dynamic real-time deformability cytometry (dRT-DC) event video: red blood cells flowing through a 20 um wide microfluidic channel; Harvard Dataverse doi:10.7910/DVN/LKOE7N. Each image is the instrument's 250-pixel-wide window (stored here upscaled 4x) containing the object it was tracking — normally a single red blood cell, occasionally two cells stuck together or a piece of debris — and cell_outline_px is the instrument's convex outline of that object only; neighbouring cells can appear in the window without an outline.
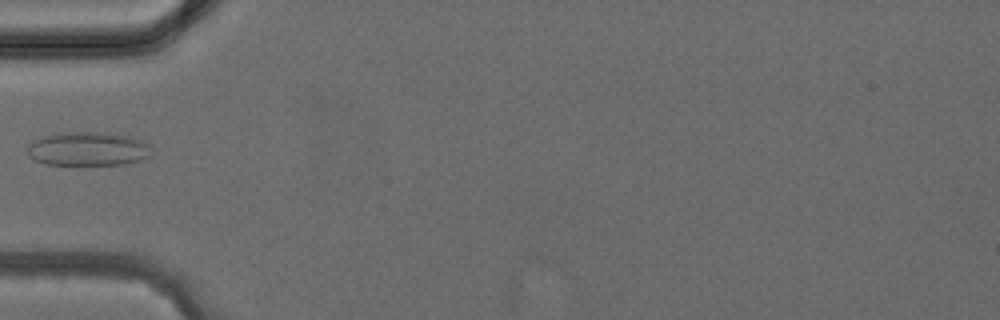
{"species": "common noctule bat (a hibernating species)", "species_latin": "Nyctalus noctula", "temperature_condition": "cold", "stored_images_in_passage": 4, "camera_frame_rate_fps": 3000, "um_per_image_px": 0.085, "animal": {"sex": "female", "body_mass_g": 24.6, "forearm_length_mm": 56.2}, "frame": {"image": 1, "passage_image": 4, "time_ms": 3.667, "image_size_px": [1000, 320], "cell_outline_px": [[148, 156], [140, 160], [124, 164], [44, 164], [28, 156], [28, 144], [32, 140], [44, 136], [64, 132], [100, 132], [132, 136], [144, 140], [148, 144]], "centroid_in_image_um": [7.45, 12.64], "position_along_channel_um": 77.6, "area_um2": 24.33}}